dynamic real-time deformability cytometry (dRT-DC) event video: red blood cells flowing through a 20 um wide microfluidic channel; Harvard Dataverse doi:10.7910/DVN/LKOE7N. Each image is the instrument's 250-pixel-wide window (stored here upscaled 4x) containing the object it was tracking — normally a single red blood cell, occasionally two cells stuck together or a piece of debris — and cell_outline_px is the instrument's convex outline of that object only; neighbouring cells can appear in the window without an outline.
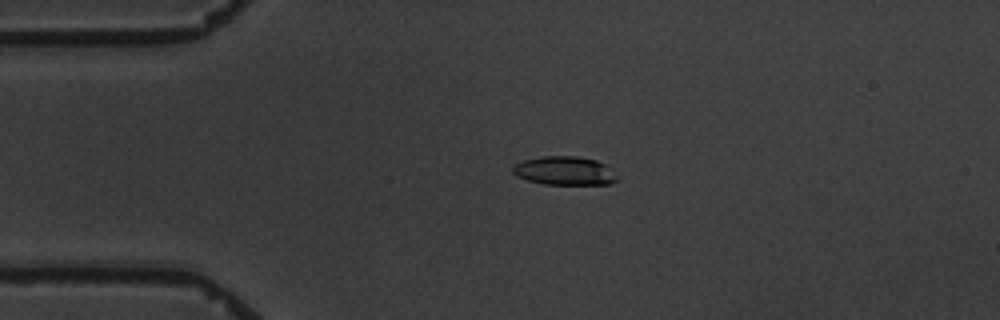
{"species": "common noctule bat (a hibernating species)", "species_latin": "Nyctalus noctula", "temperature_condition": "warm", "stored_images_in_passage": 2, "camera_frame_rate_fps": 3000, "um_per_image_px": 0.085, "animal": {"sex": "male", "body_mass_g": 19.5, "forearm_length_mm": 54.6}, "frame": {"image": 1, "passage_image": 1, "time_ms": 0.0, "image_size_px": [1000, 320], "cell_outline_px": [[620, 180], [608, 184], [544, 184], [528, 180], [516, 176], [512, 172], [512, 168], [516, 164], [524, 160], [544, 156], [576, 156], [596, 160], [604, 164], [620, 176]], "centroid_in_image_um": [48.03, 14.52], "position_along_channel_um": 37.0, "area_um2": 17.46}}